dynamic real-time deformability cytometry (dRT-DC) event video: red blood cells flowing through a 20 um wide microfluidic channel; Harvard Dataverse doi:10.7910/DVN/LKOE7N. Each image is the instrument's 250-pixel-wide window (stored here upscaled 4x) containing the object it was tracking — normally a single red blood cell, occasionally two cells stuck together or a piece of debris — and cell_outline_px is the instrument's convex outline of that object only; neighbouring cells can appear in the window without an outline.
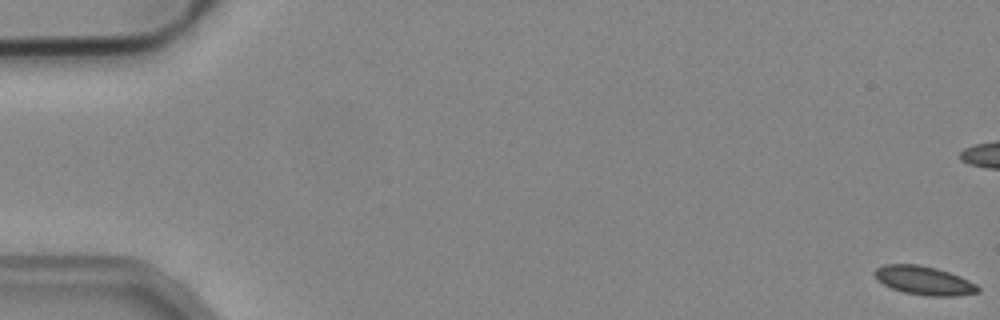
{"species": "common noctule bat (a hibernating species)", "species_latin": "Nyctalus noctula", "temperature_condition": "cold", "stored_images_in_passage": 55, "camera_frame_rate_fps": 3000, "um_per_image_px": 0.085, "animal": {"sex": "male", "body_mass_g": 19.2, "forearm_length_mm": 51.8}, "frame": {"image": 1, "passage_image": 1, "time_ms": 0.0, "image_size_px": [1000, 320], "cell_outline_px": [[980, 292], [956, 296], [928, 296], [904, 292], [892, 288], [876, 280], [872, 272], [876, 268], [884, 264], [920, 264], [936, 268], [960, 276], [976, 284], [980, 288]], "centroid_in_image_um": [78.52, 23.84], "position_along_channel_um": 6.5, "area_um2": 17.4}}
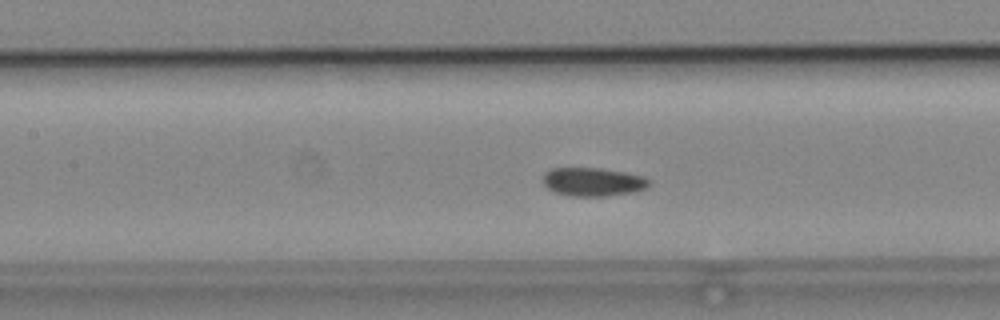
{"frame": {"image": 2, "passage_image": 25, "time_ms": 8.0, "image_size_px": [1000, 320], "cell_outline_px": [[652, 184], [644, 188], [632, 192], [604, 196], [576, 196], [556, 192], [548, 188], [544, 184], [544, 172], [552, 168], [600, 168], [624, 172], [644, 176]], "centroid_in_image_um": [50.41, 15.44], "position_along_channel_um": 157.0, "area_um2": 17.4}}
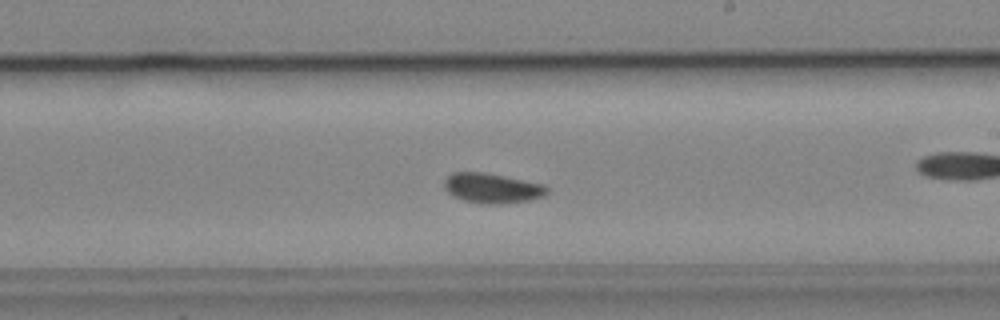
{"frame": {"image": 3, "passage_image": 32, "time_ms": 10.333, "image_size_px": [1000, 320], "cell_outline_px": [[548, 192], [544, 196], [528, 200], [496, 204], [480, 204], [464, 200], [452, 196], [444, 188], [444, 180], [452, 172], [484, 172], [544, 184], [548, 188]], "centroid_in_image_um": [41.81, 15.99], "position_along_channel_um": 247.2, "area_um2": 17.92}, "authors_computed_cell_mechanics": {"area_um2": 17.3978, "velocity_mm_per_s": 3.8733, "shape_relaxation_time_tau1_ms": 4.4136, "shape_relaxation_time_tau2_ms": 2.1204, "deformation_change_tau1": 0.0841, "deformation_change_tau2": 0.0532}}